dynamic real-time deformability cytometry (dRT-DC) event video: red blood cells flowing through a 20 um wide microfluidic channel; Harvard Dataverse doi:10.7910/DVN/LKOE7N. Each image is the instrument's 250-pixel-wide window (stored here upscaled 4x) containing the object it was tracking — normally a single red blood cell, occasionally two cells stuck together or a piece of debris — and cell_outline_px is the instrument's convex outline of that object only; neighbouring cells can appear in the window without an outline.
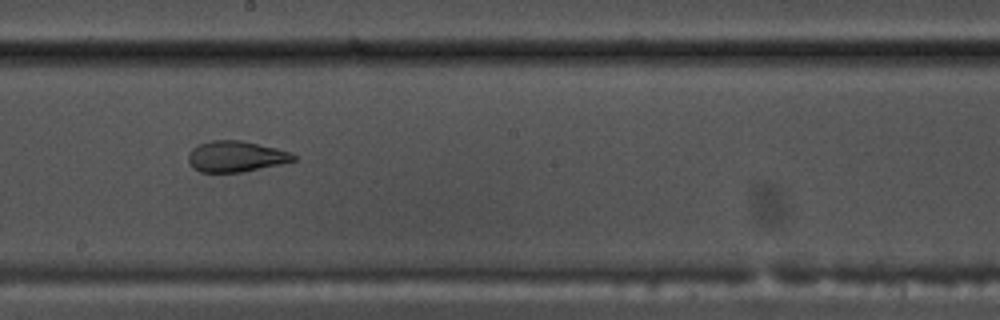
{"species": "common noctule bat (a hibernating species)", "species_latin": "Nyctalus noctula", "temperature_condition": "warm", "stored_images_in_passage": 55, "camera_frame_rate_fps": 3000, "um_per_image_px": 0.085, "animal": {"sex": "male", "body_mass_g": 17.5, "forearm_length_mm": 52.3}, "frame": {"image": 1, "passage_image": 31, "time_ms": 10.0, "image_size_px": [1000, 320], "cell_outline_px": [[296, 160], [280, 164], [244, 172], [200, 172], [192, 168], [188, 160], [188, 152], [192, 148], [200, 144], [212, 140], [240, 140], [276, 148], [292, 152], [296, 156]], "centroid_in_image_um": [20.04, 13.3], "position_along_channel_um": 228.2, "area_um2": 19.02}}
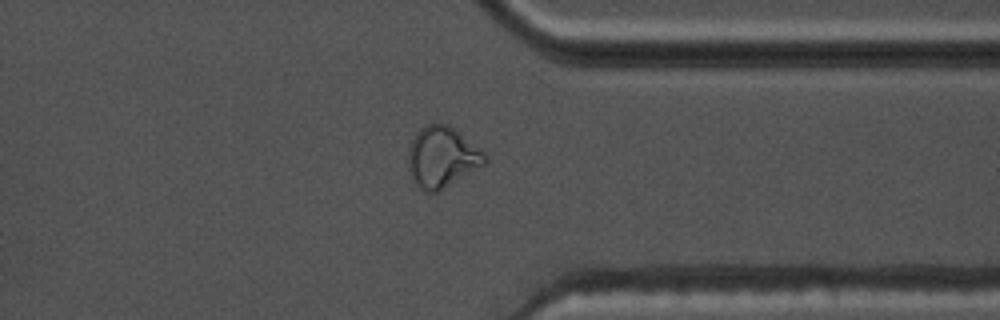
{"frame": {"image": 2, "passage_image": 43, "time_ms": 14.0, "image_size_px": [1000, 320], "cell_outline_px": [[488, 160], [484, 164], [436, 192], [424, 192], [412, 180], [408, 168], [408, 152], [412, 140], [416, 132], [420, 128], [428, 124], [448, 124], [456, 128], [480, 148], [488, 156]], "centroid_in_image_um": [37.57, 13.33], "position_along_channel_um": 373.8, "area_um2": 27.11}}
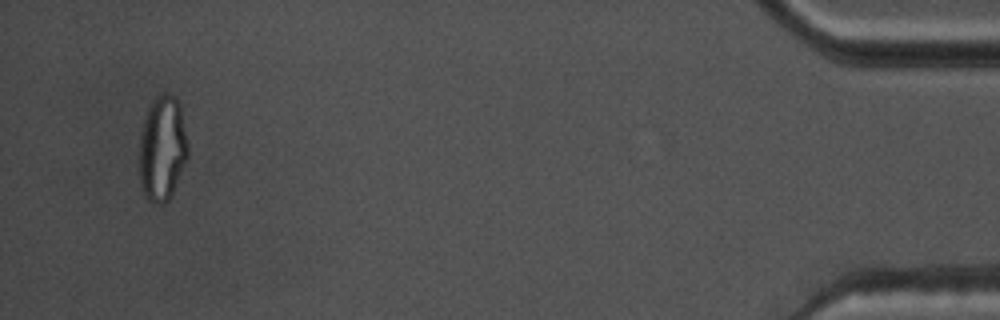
{"frame": {"image": 3, "passage_image": 53, "time_ms": 17.333, "image_size_px": [1000, 320], "cell_outline_px": [[188, 156], [172, 192], [168, 200], [164, 204], [152, 204], [144, 196], [140, 184], [140, 136], [144, 116], [152, 100], [156, 96], [164, 92], [168, 92], [176, 96], [180, 100], [188, 144]], "centroid_in_image_um": [13.8, 12.57], "position_along_channel_um": 421.4, "area_um2": 30.23}, "authors_computed_cell_mechanics": {"area_um2": 23.1778, "velocity_mm_per_s": 3.7073, "shape_relaxation_time_tau1_ms": null, "shape_relaxation_time_tau2_ms": 0.8835, "deformation_change_tau1": null, "deformation_change_tau2": 0.0766}}